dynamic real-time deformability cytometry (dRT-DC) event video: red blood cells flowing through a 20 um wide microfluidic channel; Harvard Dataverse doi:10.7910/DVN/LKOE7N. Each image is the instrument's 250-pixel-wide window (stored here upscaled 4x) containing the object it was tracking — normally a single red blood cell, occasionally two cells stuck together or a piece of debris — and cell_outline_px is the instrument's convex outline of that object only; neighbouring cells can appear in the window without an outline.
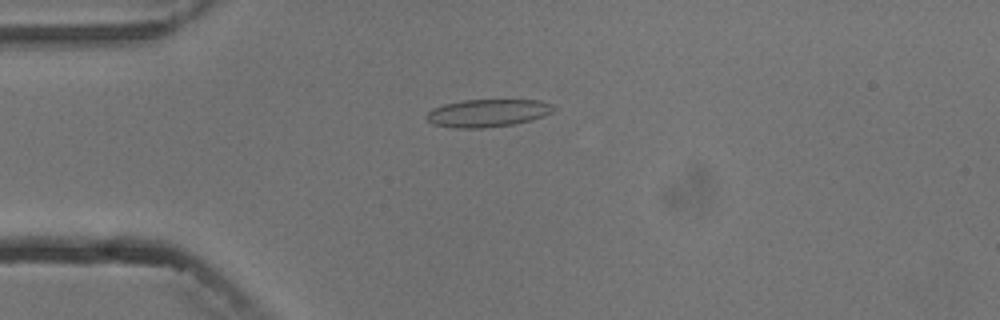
{"species": "common noctule bat (a hibernating species)", "species_latin": "Nyctalus noctula", "temperature_condition": "cold", "stored_images_in_passage": 6, "camera_frame_rate_fps": 3000, "um_per_image_px": 0.085, "animal": {"sex": "male", "body_mass_g": 13.3}, "frame": {"image": 1, "passage_image": 2, "time_ms": 0.333, "image_size_px": [1000, 320], "cell_outline_px": [[556, 108], [552, 112], [544, 116], [512, 124], [484, 128], [452, 128], [432, 124], [424, 116], [432, 108], [444, 104], [464, 100], [540, 100], [552, 104]], "centroid_in_image_um": [41.42, 9.6], "position_along_channel_um": 43.6, "area_um2": 20.52}}
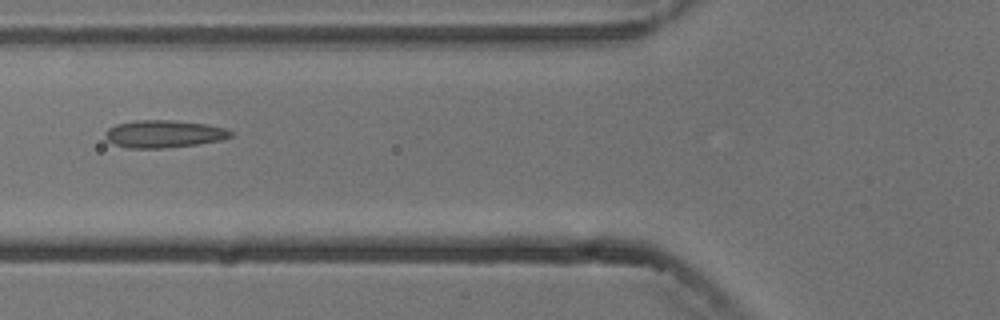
{"frame": {"image": 2, "passage_image": 6, "time_ms": 2.667, "image_size_px": [1000, 320], "cell_outline_px": [[232, 136], [220, 140], [196, 144], [164, 148], [128, 148], [112, 144], [104, 136], [104, 132], [108, 128], [116, 124], [136, 120], [172, 120], [204, 124], [224, 128], [232, 132]], "centroid_in_image_um": [13.86, 11.38], "position_along_channel_um": 111.9, "area_um2": 20.0}}